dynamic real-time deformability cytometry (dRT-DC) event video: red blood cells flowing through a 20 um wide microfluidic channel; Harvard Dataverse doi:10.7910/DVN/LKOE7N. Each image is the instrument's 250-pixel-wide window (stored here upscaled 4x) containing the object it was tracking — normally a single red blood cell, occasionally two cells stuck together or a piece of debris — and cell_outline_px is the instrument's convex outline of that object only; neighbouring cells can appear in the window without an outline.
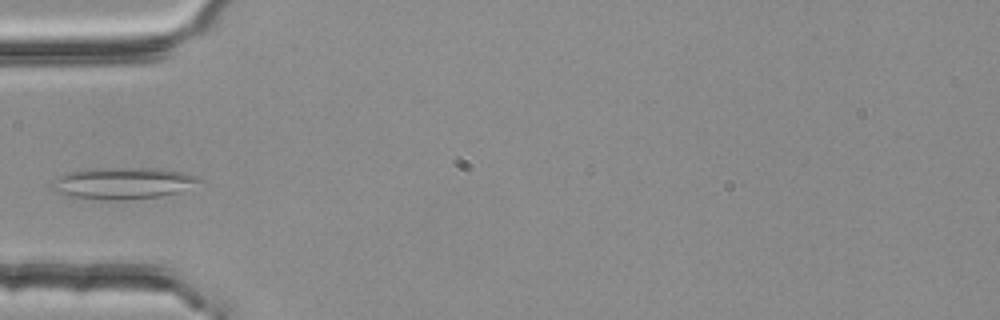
{"species": "common noctule bat (a hibernating species)", "species_latin": "Nyctalus noctula", "temperature_condition": "room temperature", "stored_images_in_passage": 4, "camera_frame_rate_fps": 3000, "um_per_image_px": 0.085, "animal": {"sex": "female", "body_mass_g": 25.1}, "frame": {"image": 1, "passage_image": 4, "time_ms": 1.0, "image_size_px": [1000, 320], "cell_outline_px": [[204, 180], [180, 192], [160, 196], [116, 200], [104, 200], [68, 196], [52, 192], [52, 180], [56, 176], [68, 172], [92, 168], [160, 168], [184, 172], [196, 176]], "centroid_in_image_um": [10.41, 15.56], "position_along_channel_um": 74.6, "area_um2": 27.4}}